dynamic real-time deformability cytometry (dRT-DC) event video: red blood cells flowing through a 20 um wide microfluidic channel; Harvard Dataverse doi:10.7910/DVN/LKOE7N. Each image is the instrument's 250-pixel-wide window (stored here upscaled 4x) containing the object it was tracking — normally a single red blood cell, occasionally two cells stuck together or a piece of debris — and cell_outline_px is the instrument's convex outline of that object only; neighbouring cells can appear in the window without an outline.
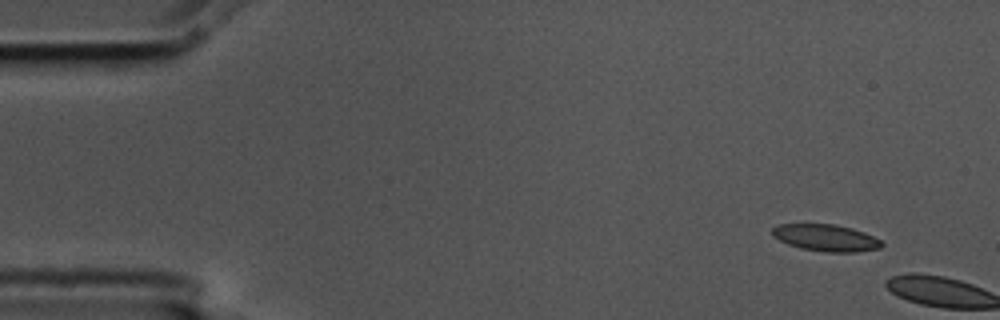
{"species": "common noctule bat (a hibernating species)", "species_latin": "Nyctalus noctula", "temperature_condition": "cold", "stored_images_in_passage": 2, "camera_frame_rate_fps": 3000, "um_per_image_px": 0.085, "animal": {"sex": "male", "body_mass_g": 17.5, "forearm_length_mm": 52.3}, "frame": {"image": 1, "passage_image": 1, "time_ms": 0.0, "image_size_px": [1000, 320], "cell_outline_px": [[884, 244], [880, 248], [856, 252], [824, 252], [800, 248], [788, 244], [772, 236], [772, 228], [780, 224], [836, 224], [852, 228], [864, 232], [880, 240]], "centroid_in_image_um": [70.2, 20.21], "position_along_channel_um": 14.8, "area_um2": 17.11}}